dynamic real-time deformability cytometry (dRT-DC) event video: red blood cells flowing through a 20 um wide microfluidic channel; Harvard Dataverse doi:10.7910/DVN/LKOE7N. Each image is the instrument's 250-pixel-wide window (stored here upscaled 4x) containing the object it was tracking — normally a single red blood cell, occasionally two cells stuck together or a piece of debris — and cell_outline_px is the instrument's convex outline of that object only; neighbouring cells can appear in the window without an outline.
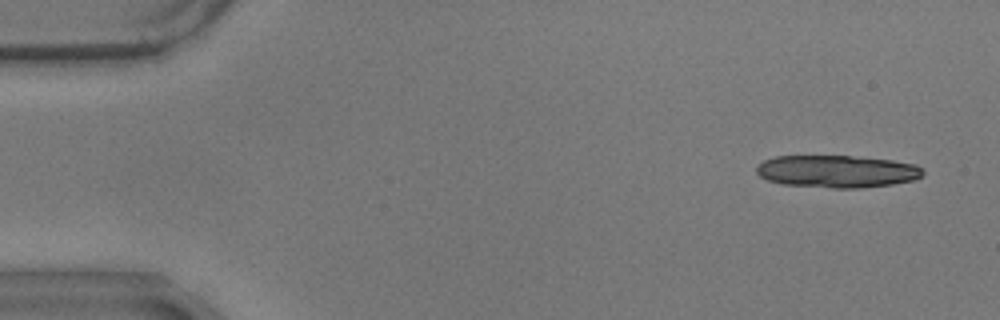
{"species": "common noctule bat (a hibernating species)", "species_latin": "Nyctalus noctula", "temperature_condition": "warm", "stored_images_in_passage": 16, "camera_frame_rate_fps": 3000, "um_per_image_px": 0.085, "animal": {"sex": "male", "body_mass_g": 17.9}, "frame": {"image": 1, "passage_image": 3, "time_ms": 0.667, "image_size_px": [1000, 320], "cell_outline_px": [[924, 172], [920, 176], [912, 180], [892, 184], [860, 188], [832, 188], [780, 184], [768, 180], [760, 176], [756, 172], [756, 164], [764, 160], [776, 156], [852, 156], [892, 160], [916, 164]], "centroid_in_image_um": [71.1, 14.57], "position_along_channel_um": 13.9, "area_um2": 31.44}}